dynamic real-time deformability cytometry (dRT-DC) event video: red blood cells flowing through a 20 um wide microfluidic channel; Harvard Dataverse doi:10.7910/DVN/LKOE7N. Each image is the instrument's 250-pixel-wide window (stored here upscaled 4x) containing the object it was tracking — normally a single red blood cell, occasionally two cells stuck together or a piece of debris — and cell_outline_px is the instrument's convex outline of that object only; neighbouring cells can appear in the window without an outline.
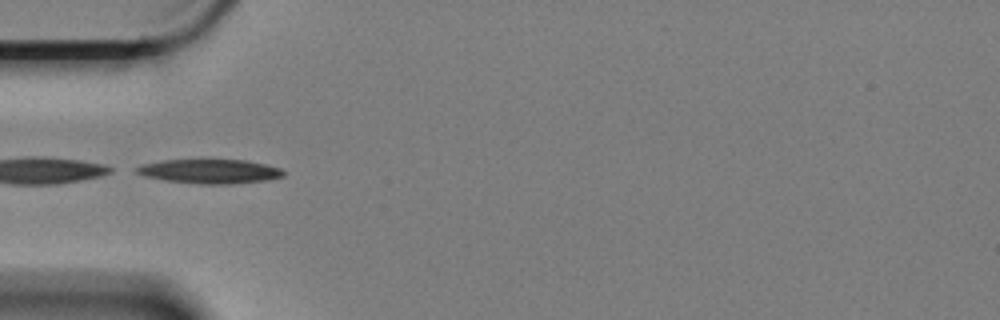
{"species": "Egyptian fruit bat (a non-hibernating species)", "species_latin": "Rousettus aegyptiacus", "temperature_condition": "cold", "stored_images_in_passage": 5, "camera_frame_rate_fps": 3000, "um_per_image_px": 0.085, "animal": {"sex": "female"}, "frame": {"image": 1, "passage_image": 5, "time_ms": 1.333, "image_size_px": [1000, 320], "cell_outline_px": [[284, 176], [264, 180], [228, 184], [200, 184], [164, 180], [144, 176], [136, 172], [136, 168], [140, 164], [164, 160], [244, 160], [264, 164], [280, 168], [284, 172]], "centroid_in_image_um": [17.79, 14.56], "position_along_channel_um": 67.2, "area_um2": 20.52}}